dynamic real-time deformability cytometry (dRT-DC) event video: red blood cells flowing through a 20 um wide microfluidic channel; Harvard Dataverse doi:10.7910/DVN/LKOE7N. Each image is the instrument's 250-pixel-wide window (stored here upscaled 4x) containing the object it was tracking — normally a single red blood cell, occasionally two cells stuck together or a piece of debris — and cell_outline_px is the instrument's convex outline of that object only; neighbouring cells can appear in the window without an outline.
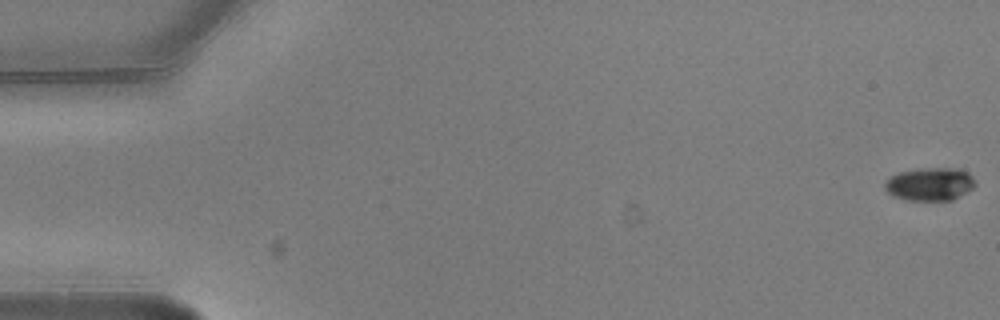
{"species": "common noctule bat (a hibernating species)", "species_latin": "Nyctalus noctula", "temperature_condition": "warm", "stored_images_in_passage": 10, "camera_frame_rate_fps": 3000, "um_per_image_px": 0.085, "animal": {"sex": "male", "body_mass_g": 20.5, "forearm_length_mm": 52.5}, "frame": {"image": 1, "passage_image": 1, "time_ms": 0.0, "image_size_px": [1000, 320], "cell_outline_px": [[976, 184], [972, 188], [952, 200], [904, 200], [892, 196], [884, 188], [884, 184], [892, 176], [900, 172], [928, 168], [952, 168], [968, 172], [972, 176]], "centroid_in_image_um": [79.04, 15.66], "position_along_channel_um": 6.0, "area_um2": 17.17}}
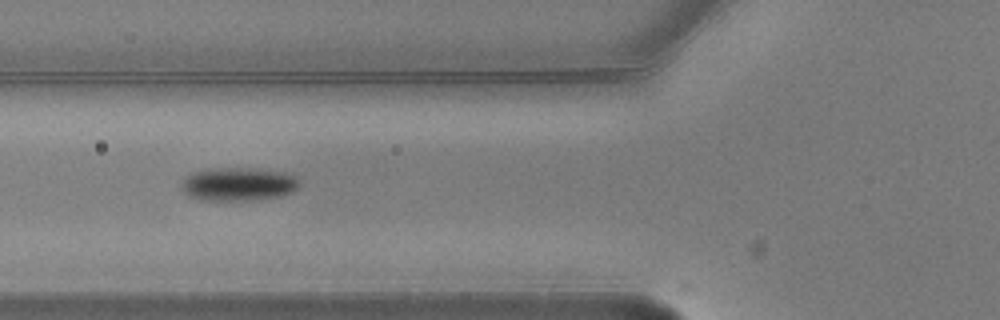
{"frame": {"image": 2, "passage_image": 6, "time_ms": 1.667, "image_size_px": [1000, 320], "cell_outline_px": [[300, 184], [292, 192], [280, 196], [260, 200], [200, 200], [188, 196], [184, 192], [184, 180], [192, 172], [212, 168], [252, 168], [284, 172], [300, 180]], "centroid_in_image_um": [20.29, 15.66], "position_along_channel_um": 105.5, "area_um2": 22.83}}
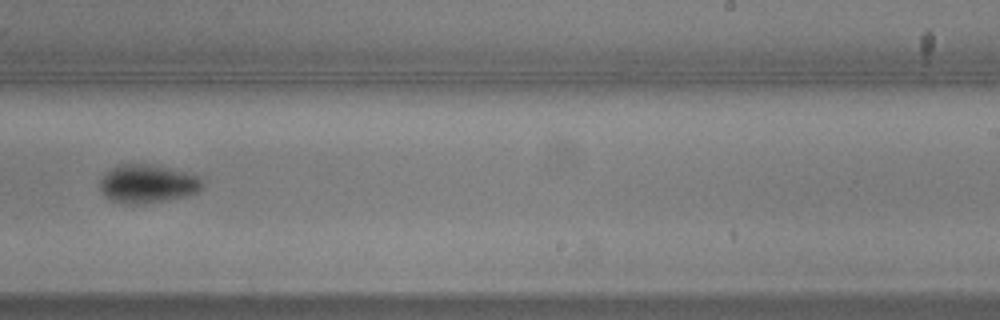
{"frame": {"image": 3, "passage_image": 10, "time_ms": 3.0, "image_size_px": [1000, 320], "cell_outline_px": [[204, 188], [196, 192], [184, 196], [164, 200], [136, 204], [124, 204], [112, 200], [104, 196], [100, 192], [100, 180], [116, 164], [152, 164], [200, 176], [204, 184]], "centroid_in_image_um": [12.53, 15.62], "position_along_channel_um": 276.5, "area_um2": 22.83}}